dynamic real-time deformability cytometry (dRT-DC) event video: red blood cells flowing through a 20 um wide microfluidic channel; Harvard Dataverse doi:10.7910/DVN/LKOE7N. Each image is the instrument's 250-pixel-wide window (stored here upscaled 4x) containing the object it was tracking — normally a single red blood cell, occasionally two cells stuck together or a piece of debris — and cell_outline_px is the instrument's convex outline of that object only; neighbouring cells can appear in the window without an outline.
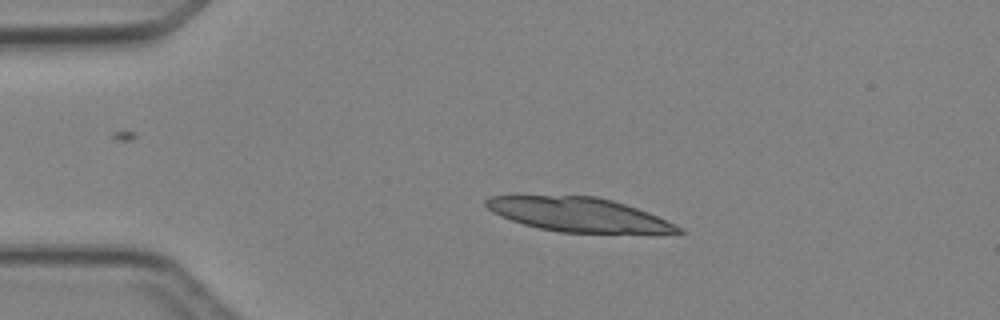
{"species": "Egyptian fruit bat (a non-hibernating species)", "species_latin": "Rousettus aegyptiacus", "temperature_condition": "cold", "stored_images_in_passage": 3, "camera_frame_rate_fps": 3000, "um_per_image_px": 0.085, "animal": {"sex": "female"}, "frame": {"image": 1, "passage_image": 2, "time_ms": 2.0, "image_size_px": [1000, 320], "cell_outline_px": [[684, 232], [560, 232], [540, 228], [524, 224], [500, 216], [492, 212], [484, 204], [484, 200], [492, 196], [596, 196], [612, 200], [648, 212], [680, 228]], "centroid_in_image_um": [49.07, 18.22], "position_along_channel_um": 35.9, "area_um2": 37.05}}